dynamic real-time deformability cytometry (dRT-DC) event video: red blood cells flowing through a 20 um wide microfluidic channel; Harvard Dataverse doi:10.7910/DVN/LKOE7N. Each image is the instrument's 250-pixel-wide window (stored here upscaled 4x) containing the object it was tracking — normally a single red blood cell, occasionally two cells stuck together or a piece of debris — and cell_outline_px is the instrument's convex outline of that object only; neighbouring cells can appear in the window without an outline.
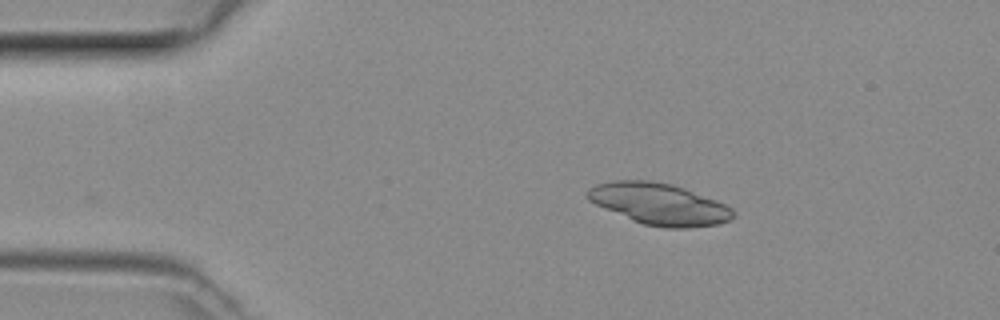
{"species": "common noctule bat (a hibernating species)", "species_latin": "Nyctalus noctula", "temperature_condition": "room temperature", "stored_images_in_passage": 34, "camera_frame_rate_fps": 3000, "um_per_image_px": 0.085, "animal": {"sex": "female", "body_mass_g": 29.2, "forearm_length_mm": 56.3}, "frame": {"image": 1, "passage_image": 1, "time_ms": 0.0, "image_size_px": [1000, 320], "cell_outline_px": [[732, 216], [728, 220], [720, 224], [688, 228], [668, 228], [644, 224], [632, 220], [596, 204], [588, 200], [588, 188], [596, 184], [612, 180], [648, 180], [672, 184], [684, 188], [716, 200], [732, 208]], "centroid_in_image_um": [56.02, 17.33], "position_along_channel_um": 29.0, "area_um2": 34.85}}